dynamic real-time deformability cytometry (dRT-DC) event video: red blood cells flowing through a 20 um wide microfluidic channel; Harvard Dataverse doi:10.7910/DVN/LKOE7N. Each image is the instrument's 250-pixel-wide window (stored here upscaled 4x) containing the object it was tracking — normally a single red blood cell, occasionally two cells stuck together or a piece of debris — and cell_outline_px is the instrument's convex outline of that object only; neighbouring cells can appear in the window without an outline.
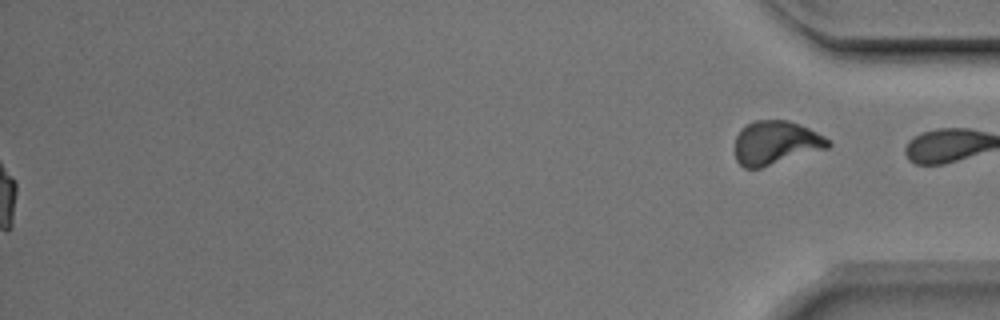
{"species": "Egyptian fruit bat (a non-hibernating species)", "species_latin": "Rousettus aegyptiacus", "temperature_condition": "room temperature", "stored_images_in_passage": 40, "segment_of_instrument_passage": [2, 2], "camera_frame_rate_fps": 3000, "um_per_image_px": 0.085, "animal": {"sex": "male"}, "frame": {"image": 1, "passage_image": 40, "time_ms": 13.0, "image_size_px": [1000, 320], "cell_outline_px": [[832, 144], [828, 148], [760, 168], [744, 168], [736, 160], [736, 136], [748, 124], [756, 120], [788, 120], [800, 124], [832, 140]], "centroid_in_image_um": [65.98, 12.14], "position_along_channel_um": 369.2, "area_um2": 23.58}}